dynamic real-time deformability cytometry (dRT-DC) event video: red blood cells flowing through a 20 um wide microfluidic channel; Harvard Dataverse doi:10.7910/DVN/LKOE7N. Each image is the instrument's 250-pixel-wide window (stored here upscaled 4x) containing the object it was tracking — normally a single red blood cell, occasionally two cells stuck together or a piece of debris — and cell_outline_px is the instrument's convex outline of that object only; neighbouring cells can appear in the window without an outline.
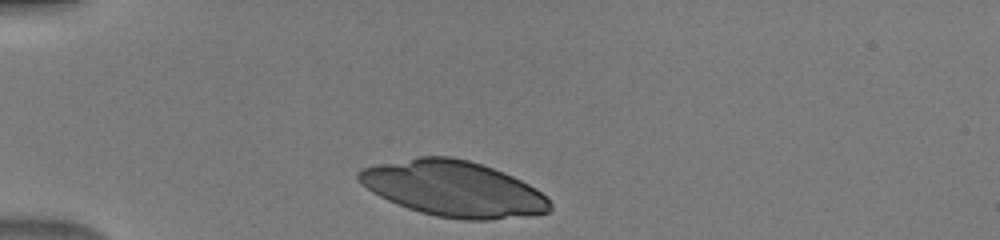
{"species": "human", "species_latin": "Homo sapiens", "temperature_condition": "warm", "stored_images_in_passage": 31, "camera_frame_rate_fps": 3000, "um_per_image_px": 0.085, "donor": {"sex": "male"}, "frame": {"image": 1, "passage_image": 1, "time_ms": 0.0, "image_size_px": [1000, 240], "cell_outline_px": [[552, 208], [548, 212], [488, 220], [460, 220], [436, 216], [420, 212], [408, 208], [388, 200], [372, 192], [356, 176], [356, 172], [364, 168], [416, 156], [448, 156], [468, 160], [504, 172], [536, 188], [548, 196], [552, 204]], "centroid_in_image_um": [38.57, 16.04], "position_along_channel_um": 46.4, "area_um2": 61.56}}
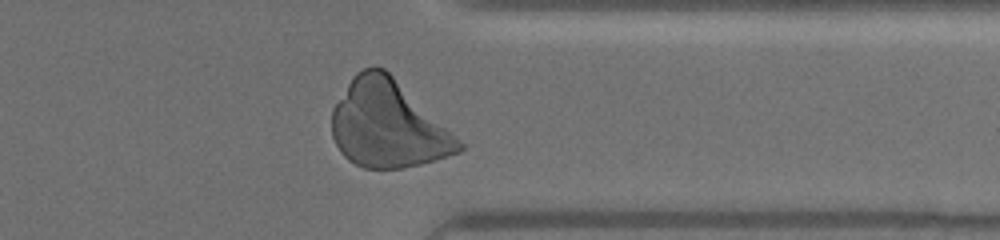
{"frame": {"image": 2, "passage_image": 28, "time_ms": 9.0, "image_size_px": [1000, 240], "cell_outline_px": [[464, 148], [460, 152], [420, 164], [404, 168], [364, 168], [348, 160], [340, 152], [332, 136], [332, 108], [352, 76], [356, 72], [364, 68], [384, 68], [456, 136], [464, 144]], "centroid_in_image_um": [32.93, 10.59], "position_along_channel_um": 378.5, "area_um2": 63.58}}